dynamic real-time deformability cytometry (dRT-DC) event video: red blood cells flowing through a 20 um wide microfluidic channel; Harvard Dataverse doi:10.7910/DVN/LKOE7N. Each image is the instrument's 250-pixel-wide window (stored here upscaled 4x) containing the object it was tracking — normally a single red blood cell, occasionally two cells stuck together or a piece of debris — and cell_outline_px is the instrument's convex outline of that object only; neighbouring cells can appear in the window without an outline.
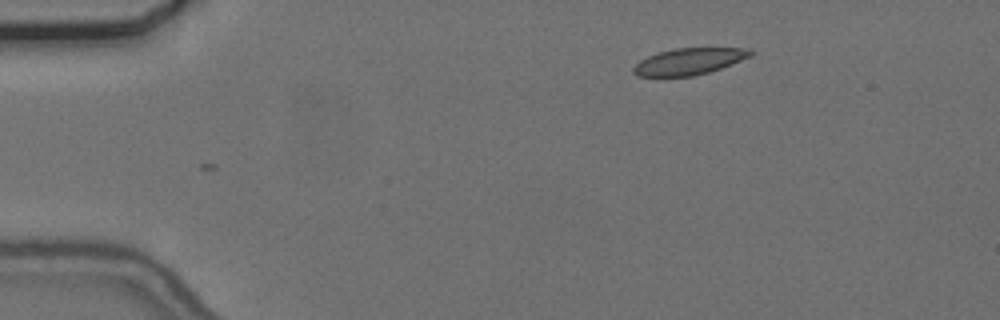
{"species": "common noctule bat (a hibernating species)", "species_latin": "Nyctalus noctula", "temperature_condition": "cold", "stored_images_in_passage": 4, "camera_frame_rate_fps": 3000, "um_per_image_px": 0.085, "animal": {"sex": "female", "body_mass_g": 24.6, "forearm_length_mm": 56.2}, "frame": {"image": 1, "passage_image": 4, "time_ms": 1.0, "image_size_px": [1000, 320], "cell_outline_px": [[756, 52], [752, 56], [732, 64], [708, 72], [692, 76], [636, 76], [632, 72], [632, 68], [640, 60], [648, 56], [660, 52], [676, 48], [752, 48]], "centroid_in_image_um": [58.61, 5.21], "position_along_channel_um": 26.4, "area_um2": 18.15}}